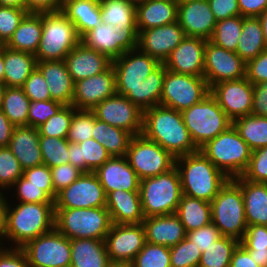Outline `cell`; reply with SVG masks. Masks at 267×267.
Listing matches in <instances>:
<instances>
[{"instance_id": "18", "label": "cell", "mask_w": 267, "mask_h": 267, "mask_svg": "<svg viewBox=\"0 0 267 267\" xmlns=\"http://www.w3.org/2000/svg\"><path fill=\"white\" fill-rule=\"evenodd\" d=\"M104 241L111 263H132L146 243L143 224L112 223Z\"/></svg>"}, {"instance_id": "54", "label": "cell", "mask_w": 267, "mask_h": 267, "mask_svg": "<svg viewBox=\"0 0 267 267\" xmlns=\"http://www.w3.org/2000/svg\"><path fill=\"white\" fill-rule=\"evenodd\" d=\"M242 177L252 182L267 183V146L252 151L249 165Z\"/></svg>"}, {"instance_id": "16", "label": "cell", "mask_w": 267, "mask_h": 267, "mask_svg": "<svg viewBox=\"0 0 267 267\" xmlns=\"http://www.w3.org/2000/svg\"><path fill=\"white\" fill-rule=\"evenodd\" d=\"M209 88L221 81L246 77V62L236 53L206 40L204 76Z\"/></svg>"}, {"instance_id": "55", "label": "cell", "mask_w": 267, "mask_h": 267, "mask_svg": "<svg viewBox=\"0 0 267 267\" xmlns=\"http://www.w3.org/2000/svg\"><path fill=\"white\" fill-rule=\"evenodd\" d=\"M16 188L18 202L24 203H54V200L39 186L29 184L23 176L12 186Z\"/></svg>"}, {"instance_id": "41", "label": "cell", "mask_w": 267, "mask_h": 267, "mask_svg": "<svg viewBox=\"0 0 267 267\" xmlns=\"http://www.w3.org/2000/svg\"><path fill=\"white\" fill-rule=\"evenodd\" d=\"M102 23L117 28H137L136 6L127 0H100Z\"/></svg>"}, {"instance_id": "21", "label": "cell", "mask_w": 267, "mask_h": 267, "mask_svg": "<svg viewBox=\"0 0 267 267\" xmlns=\"http://www.w3.org/2000/svg\"><path fill=\"white\" fill-rule=\"evenodd\" d=\"M186 37L179 22L142 30L138 34V48L152 58L164 63L169 54Z\"/></svg>"}, {"instance_id": "78", "label": "cell", "mask_w": 267, "mask_h": 267, "mask_svg": "<svg viewBox=\"0 0 267 267\" xmlns=\"http://www.w3.org/2000/svg\"><path fill=\"white\" fill-rule=\"evenodd\" d=\"M4 195H5V193L3 194L2 189L0 188V200H2L5 197Z\"/></svg>"}, {"instance_id": "67", "label": "cell", "mask_w": 267, "mask_h": 267, "mask_svg": "<svg viewBox=\"0 0 267 267\" xmlns=\"http://www.w3.org/2000/svg\"><path fill=\"white\" fill-rule=\"evenodd\" d=\"M230 267H259L258 264L251 258L250 253L239 244L234 250Z\"/></svg>"}, {"instance_id": "34", "label": "cell", "mask_w": 267, "mask_h": 267, "mask_svg": "<svg viewBox=\"0 0 267 267\" xmlns=\"http://www.w3.org/2000/svg\"><path fill=\"white\" fill-rule=\"evenodd\" d=\"M69 163L83 173L94 172L111 156L95 139L90 138L80 143L69 142Z\"/></svg>"}, {"instance_id": "22", "label": "cell", "mask_w": 267, "mask_h": 267, "mask_svg": "<svg viewBox=\"0 0 267 267\" xmlns=\"http://www.w3.org/2000/svg\"><path fill=\"white\" fill-rule=\"evenodd\" d=\"M205 45L206 39L186 36L163 64L174 73L203 77Z\"/></svg>"}, {"instance_id": "27", "label": "cell", "mask_w": 267, "mask_h": 267, "mask_svg": "<svg viewBox=\"0 0 267 267\" xmlns=\"http://www.w3.org/2000/svg\"><path fill=\"white\" fill-rule=\"evenodd\" d=\"M106 208L114 224H140L145 216L139 191H111L106 195Z\"/></svg>"}, {"instance_id": "66", "label": "cell", "mask_w": 267, "mask_h": 267, "mask_svg": "<svg viewBox=\"0 0 267 267\" xmlns=\"http://www.w3.org/2000/svg\"><path fill=\"white\" fill-rule=\"evenodd\" d=\"M240 16L259 17L267 9V0H238Z\"/></svg>"}, {"instance_id": "8", "label": "cell", "mask_w": 267, "mask_h": 267, "mask_svg": "<svg viewBox=\"0 0 267 267\" xmlns=\"http://www.w3.org/2000/svg\"><path fill=\"white\" fill-rule=\"evenodd\" d=\"M210 204L212 223L220 234L241 242L248 226L241 187L229 179Z\"/></svg>"}, {"instance_id": "73", "label": "cell", "mask_w": 267, "mask_h": 267, "mask_svg": "<svg viewBox=\"0 0 267 267\" xmlns=\"http://www.w3.org/2000/svg\"><path fill=\"white\" fill-rule=\"evenodd\" d=\"M0 83H4V45L0 47Z\"/></svg>"}, {"instance_id": "12", "label": "cell", "mask_w": 267, "mask_h": 267, "mask_svg": "<svg viewBox=\"0 0 267 267\" xmlns=\"http://www.w3.org/2000/svg\"><path fill=\"white\" fill-rule=\"evenodd\" d=\"M22 250L29 267H70L71 240L55 227L31 241Z\"/></svg>"}, {"instance_id": "5", "label": "cell", "mask_w": 267, "mask_h": 267, "mask_svg": "<svg viewBox=\"0 0 267 267\" xmlns=\"http://www.w3.org/2000/svg\"><path fill=\"white\" fill-rule=\"evenodd\" d=\"M199 150L229 179L242 176L252 154L249 145L233 125Z\"/></svg>"}, {"instance_id": "53", "label": "cell", "mask_w": 267, "mask_h": 267, "mask_svg": "<svg viewBox=\"0 0 267 267\" xmlns=\"http://www.w3.org/2000/svg\"><path fill=\"white\" fill-rule=\"evenodd\" d=\"M28 14L26 9L0 6V45H5Z\"/></svg>"}, {"instance_id": "17", "label": "cell", "mask_w": 267, "mask_h": 267, "mask_svg": "<svg viewBox=\"0 0 267 267\" xmlns=\"http://www.w3.org/2000/svg\"><path fill=\"white\" fill-rule=\"evenodd\" d=\"M161 63L139 48L125 52L112 61L115 71L117 94L124 96L136 88Z\"/></svg>"}, {"instance_id": "74", "label": "cell", "mask_w": 267, "mask_h": 267, "mask_svg": "<svg viewBox=\"0 0 267 267\" xmlns=\"http://www.w3.org/2000/svg\"><path fill=\"white\" fill-rule=\"evenodd\" d=\"M5 91H6V85L4 83H0V109L2 106Z\"/></svg>"}, {"instance_id": "36", "label": "cell", "mask_w": 267, "mask_h": 267, "mask_svg": "<svg viewBox=\"0 0 267 267\" xmlns=\"http://www.w3.org/2000/svg\"><path fill=\"white\" fill-rule=\"evenodd\" d=\"M166 67L161 63L136 88L124 95L142 111L160 104Z\"/></svg>"}, {"instance_id": "39", "label": "cell", "mask_w": 267, "mask_h": 267, "mask_svg": "<svg viewBox=\"0 0 267 267\" xmlns=\"http://www.w3.org/2000/svg\"><path fill=\"white\" fill-rule=\"evenodd\" d=\"M132 137L130 132L102 122L95 116L92 138L99 142L111 157L126 156Z\"/></svg>"}, {"instance_id": "60", "label": "cell", "mask_w": 267, "mask_h": 267, "mask_svg": "<svg viewBox=\"0 0 267 267\" xmlns=\"http://www.w3.org/2000/svg\"><path fill=\"white\" fill-rule=\"evenodd\" d=\"M246 78L253 85L267 81V48L246 63Z\"/></svg>"}, {"instance_id": "64", "label": "cell", "mask_w": 267, "mask_h": 267, "mask_svg": "<svg viewBox=\"0 0 267 267\" xmlns=\"http://www.w3.org/2000/svg\"><path fill=\"white\" fill-rule=\"evenodd\" d=\"M252 115L267 117V81L253 85Z\"/></svg>"}, {"instance_id": "25", "label": "cell", "mask_w": 267, "mask_h": 267, "mask_svg": "<svg viewBox=\"0 0 267 267\" xmlns=\"http://www.w3.org/2000/svg\"><path fill=\"white\" fill-rule=\"evenodd\" d=\"M64 62L74 83L99 74L112 65L107 55L86 47L82 42L67 54Z\"/></svg>"}, {"instance_id": "23", "label": "cell", "mask_w": 267, "mask_h": 267, "mask_svg": "<svg viewBox=\"0 0 267 267\" xmlns=\"http://www.w3.org/2000/svg\"><path fill=\"white\" fill-rule=\"evenodd\" d=\"M177 21L186 36L206 40L211 38L217 22L208 0L178 3Z\"/></svg>"}, {"instance_id": "59", "label": "cell", "mask_w": 267, "mask_h": 267, "mask_svg": "<svg viewBox=\"0 0 267 267\" xmlns=\"http://www.w3.org/2000/svg\"><path fill=\"white\" fill-rule=\"evenodd\" d=\"M221 236L219 229L212 222L197 230L188 231L186 234V237L192 241L202 253Z\"/></svg>"}, {"instance_id": "49", "label": "cell", "mask_w": 267, "mask_h": 267, "mask_svg": "<svg viewBox=\"0 0 267 267\" xmlns=\"http://www.w3.org/2000/svg\"><path fill=\"white\" fill-rule=\"evenodd\" d=\"M94 124L95 114L92 110H75L66 139L78 144L92 138Z\"/></svg>"}, {"instance_id": "28", "label": "cell", "mask_w": 267, "mask_h": 267, "mask_svg": "<svg viewBox=\"0 0 267 267\" xmlns=\"http://www.w3.org/2000/svg\"><path fill=\"white\" fill-rule=\"evenodd\" d=\"M37 68L48 84L51 99L72 105L74 82L64 60L37 61Z\"/></svg>"}, {"instance_id": "40", "label": "cell", "mask_w": 267, "mask_h": 267, "mask_svg": "<svg viewBox=\"0 0 267 267\" xmlns=\"http://www.w3.org/2000/svg\"><path fill=\"white\" fill-rule=\"evenodd\" d=\"M267 48L258 17H243L242 33L236 53L247 63Z\"/></svg>"}, {"instance_id": "62", "label": "cell", "mask_w": 267, "mask_h": 267, "mask_svg": "<svg viewBox=\"0 0 267 267\" xmlns=\"http://www.w3.org/2000/svg\"><path fill=\"white\" fill-rule=\"evenodd\" d=\"M216 21L240 15L238 0H208Z\"/></svg>"}, {"instance_id": "37", "label": "cell", "mask_w": 267, "mask_h": 267, "mask_svg": "<svg viewBox=\"0 0 267 267\" xmlns=\"http://www.w3.org/2000/svg\"><path fill=\"white\" fill-rule=\"evenodd\" d=\"M42 35V13H28L4 45L9 49L36 54Z\"/></svg>"}, {"instance_id": "15", "label": "cell", "mask_w": 267, "mask_h": 267, "mask_svg": "<svg viewBox=\"0 0 267 267\" xmlns=\"http://www.w3.org/2000/svg\"><path fill=\"white\" fill-rule=\"evenodd\" d=\"M106 207V194L94 172L82 173L57 193L54 208Z\"/></svg>"}, {"instance_id": "52", "label": "cell", "mask_w": 267, "mask_h": 267, "mask_svg": "<svg viewBox=\"0 0 267 267\" xmlns=\"http://www.w3.org/2000/svg\"><path fill=\"white\" fill-rule=\"evenodd\" d=\"M63 106V103L56 100H30L27 126L38 128L45 123L48 118L54 116Z\"/></svg>"}, {"instance_id": "71", "label": "cell", "mask_w": 267, "mask_h": 267, "mask_svg": "<svg viewBox=\"0 0 267 267\" xmlns=\"http://www.w3.org/2000/svg\"><path fill=\"white\" fill-rule=\"evenodd\" d=\"M0 6L25 9V0H0Z\"/></svg>"}, {"instance_id": "65", "label": "cell", "mask_w": 267, "mask_h": 267, "mask_svg": "<svg viewBox=\"0 0 267 267\" xmlns=\"http://www.w3.org/2000/svg\"><path fill=\"white\" fill-rule=\"evenodd\" d=\"M62 0H25L28 13H50L61 10Z\"/></svg>"}, {"instance_id": "11", "label": "cell", "mask_w": 267, "mask_h": 267, "mask_svg": "<svg viewBox=\"0 0 267 267\" xmlns=\"http://www.w3.org/2000/svg\"><path fill=\"white\" fill-rule=\"evenodd\" d=\"M126 158L140 180L170 171L176 160L170 152L142 134L131 138Z\"/></svg>"}, {"instance_id": "44", "label": "cell", "mask_w": 267, "mask_h": 267, "mask_svg": "<svg viewBox=\"0 0 267 267\" xmlns=\"http://www.w3.org/2000/svg\"><path fill=\"white\" fill-rule=\"evenodd\" d=\"M240 242L221 236L202 253L198 267H230L234 250Z\"/></svg>"}, {"instance_id": "4", "label": "cell", "mask_w": 267, "mask_h": 267, "mask_svg": "<svg viewBox=\"0 0 267 267\" xmlns=\"http://www.w3.org/2000/svg\"><path fill=\"white\" fill-rule=\"evenodd\" d=\"M54 209V227L70 240H105L110 231L112 221L106 207Z\"/></svg>"}, {"instance_id": "13", "label": "cell", "mask_w": 267, "mask_h": 267, "mask_svg": "<svg viewBox=\"0 0 267 267\" xmlns=\"http://www.w3.org/2000/svg\"><path fill=\"white\" fill-rule=\"evenodd\" d=\"M81 42L91 49L107 55L112 61L125 52L138 48L137 28H117L100 23L88 31Z\"/></svg>"}, {"instance_id": "1", "label": "cell", "mask_w": 267, "mask_h": 267, "mask_svg": "<svg viewBox=\"0 0 267 267\" xmlns=\"http://www.w3.org/2000/svg\"><path fill=\"white\" fill-rule=\"evenodd\" d=\"M142 135L158 143L175 158L199 151L186 128L181 112L156 105L143 111Z\"/></svg>"}, {"instance_id": "58", "label": "cell", "mask_w": 267, "mask_h": 267, "mask_svg": "<svg viewBox=\"0 0 267 267\" xmlns=\"http://www.w3.org/2000/svg\"><path fill=\"white\" fill-rule=\"evenodd\" d=\"M52 184L54 191L57 194L62 189L68 187L72 182L76 181L83 173L75 166L68 164H61L57 167L50 168Z\"/></svg>"}, {"instance_id": "63", "label": "cell", "mask_w": 267, "mask_h": 267, "mask_svg": "<svg viewBox=\"0 0 267 267\" xmlns=\"http://www.w3.org/2000/svg\"><path fill=\"white\" fill-rule=\"evenodd\" d=\"M0 267H29L22 248H0Z\"/></svg>"}, {"instance_id": "45", "label": "cell", "mask_w": 267, "mask_h": 267, "mask_svg": "<svg viewBox=\"0 0 267 267\" xmlns=\"http://www.w3.org/2000/svg\"><path fill=\"white\" fill-rule=\"evenodd\" d=\"M242 27L243 17L240 15L217 21L209 41L228 51L236 52Z\"/></svg>"}, {"instance_id": "42", "label": "cell", "mask_w": 267, "mask_h": 267, "mask_svg": "<svg viewBox=\"0 0 267 267\" xmlns=\"http://www.w3.org/2000/svg\"><path fill=\"white\" fill-rule=\"evenodd\" d=\"M232 125L252 151L267 146V117L250 114L233 120Z\"/></svg>"}, {"instance_id": "76", "label": "cell", "mask_w": 267, "mask_h": 267, "mask_svg": "<svg viewBox=\"0 0 267 267\" xmlns=\"http://www.w3.org/2000/svg\"><path fill=\"white\" fill-rule=\"evenodd\" d=\"M129 3H132L133 5L137 6L139 4L144 3L146 0H127Z\"/></svg>"}, {"instance_id": "57", "label": "cell", "mask_w": 267, "mask_h": 267, "mask_svg": "<svg viewBox=\"0 0 267 267\" xmlns=\"http://www.w3.org/2000/svg\"><path fill=\"white\" fill-rule=\"evenodd\" d=\"M22 176L29 181V184L41 187L53 200L56 199L57 194L52 184L51 171L47 165L41 164L24 169Z\"/></svg>"}, {"instance_id": "70", "label": "cell", "mask_w": 267, "mask_h": 267, "mask_svg": "<svg viewBox=\"0 0 267 267\" xmlns=\"http://www.w3.org/2000/svg\"><path fill=\"white\" fill-rule=\"evenodd\" d=\"M259 267L267 266V249H246Z\"/></svg>"}, {"instance_id": "35", "label": "cell", "mask_w": 267, "mask_h": 267, "mask_svg": "<svg viewBox=\"0 0 267 267\" xmlns=\"http://www.w3.org/2000/svg\"><path fill=\"white\" fill-rule=\"evenodd\" d=\"M36 67L35 55L4 46V84L6 87H22Z\"/></svg>"}, {"instance_id": "29", "label": "cell", "mask_w": 267, "mask_h": 267, "mask_svg": "<svg viewBox=\"0 0 267 267\" xmlns=\"http://www.w3.org/2000/svg\"><path fill=\"white\" fill-rule=\"evenodd\" d=\"M39 130L31 126H15L8 148L23 169L43 164L39 146Z\"/></svg>"}, {"instance_id": "68", "label": "cell", "mask_w": 267, "mask_h": 267, "mask_svg": "<svg viewBox=\"0 0 267 267\" xmlns=\"http://www.w3.org/2000/svg\"><path fill=\"white\" fill-rule=\"evenodd\" d=\"M15 126L0 109V147H7Z\"/></svg>"}, {"instance_id": "33", "label": "cell", "mask_w": 267, "mask_h": 267, "mask_svg": "<svg viewBox=\"0 0 267 267\" xmlns=\"http://www.w3.org/2000/svg\"><path fill=\"white\" fill-rule=\"evenodd\" d=\"M61 11L75 25L80 38L102 23L99 2L62 0Z\"/></svg>"}, {"instance_id": "3", "label": "cell", "mask_w": 267, "mask_h": 267, "mask_svg": "<svg viewBox=\"0 0 267 267\" xmlns=\"http://www.w3.org/2000/svg\"><path fill=\"white\" fill-rule=\"evenodd\" d=\"M7 201L6 241L13 248H22L32 239L54 228V203H24L10 205Z\"/></svg>"}, {"instance_id": "30", "label": "cell", "mask_w": 267, "mask_h": 267, "mask_svg": "<svg viewBox=\"0 0 267 267\" xmlns=\"http://www.w3.org/2000/svg\"><path fill=\"white\" fill-rule=\"evenodd\" d=\"M241 187L247 225L267 226V183L233 178Z\"/></svg>"}, {"instance_id": "31", "label": "cell", "mask_w": 267, "mask_h": 267, "mask_svg": "<svg viewBox=\"0 0 267 267\" xmlns=\"http://www.w3.org/2000/svg\"><path fill=\"white\" fill-rule=\"evenodd\" d=\"M176 0H146L136 6L138 34L142 30L164 26L177 21Z\"/></svg>"}, {"instance_id": "56", "label": "cell", "mask_w": 267, "mask_h": 267, "mask_svg": "<svg viewBox=\"0 0 267 267\" xmlns=\"http://www.w3.org/2000/svg\"><path fill=\"white\" fill-rule=\"evenodd\" d=\"M26 96L32 101L52 100L48 84L36 67L22 86Z\"/></svg>"}, {"instance_id": "48", "label": "cell", "mask_w": 267, "mask_h": 267, "mask_svg": "<svg viewBox=\"0 0 267 267\" xmlns=\"http://www.w3.org/2000/svg\"><path fill=\"white\" fill-rule=\"evenodd\" d=\"M133 267H171L170 247L146 242L132 261Z\"/></svg>"}, {"instance_id": "14", "label": "cell", "mask_w": 267, "mask_h": 267, "mask_svg": "<svg viewBox=\"0 0 267 267\" xmlns=\"http://www.w3.org/2000/svg\"><path fill=\"white\" fill-rule=\"evenodd\" d=\"M92 111L102 122L126 130L133 136L142 134L143 111L125 96L116 94L106 98Z\"/></svg>"}, {"instance_id": "20", "label": "cell", "mask_w": 267, "mask_h": 267, "mask_svg": "<svg viewBox=\"0 0 267 267\" xmlns=\"http://www.w3.org/2000/svg\"><path fill=\"white\" fill-rule=\"evenodd\" d=\"M117 94L115 71L107 70L74 83L72 106L76 110H92L97 104Z\"/></svg>"}, {"instance_id": "19", "label": "cell", "mask_w": 267, "mask_h": 267, "mask_svg": "<svg viewBox=\"0 0 267 267\" xmlns=\"http://www.w3.org/2000/svg\"><path fill=\"white\" fill-rule=\"evenodd\" d=\"M210 94L232 121L251 114L253 84L246 77L216 83L210 88Z\"/></svg>"}, {"instance_id": "50", "label": "cell", "mask_w": 267, "mask_h": 267, "mask_svg": "<svg viewBox=\"0 0 267 267\" xmlns=\"http://www.w3.org/2000/svg\"><path fill=\"white\" fill-rule=\"evenodd\" d=\"M23 172L24 169L8 146L0 147V188L11 189Z\"/></svg>"}, {"instance_id": "10", "label": "cell", "mask_w": 267, "mask_h": 267, "mask_svg": "<svg viewBox=\"0 0 267 267\" xmlns=\"http://www.w3.org/2000/svg\"><path fill=\"white\" fill-rule=\"evenodd\" d=\"M210 88L202 76L174 73L166 69L160 104L182 112L201 102Z\"/></svg>"}, {"instance_id": "61", "label": "cell", "mask_w": 267, "mask_h": 267, "mask_svg": "<svg viewBox=\"0 0 267 267\" xmlns=\"http://www.w3.org/2000/svg\"><path fill=\"white\" fill-rule=\"evenodd\" d=\"M240 244L245 249H267V226L248 225Z\"/></svg>"}, {"instance_id": "7", "label": "cell", "mask_w": 267, "mask_h": 267, "mask_svg": "<svg viewBox=\"0 0 267 267\" xmlns=\"http://www.w3.org/2000/svg\"><path fill=\"white\" fill-rule=\"evenodd\" d=\"M80 42L75 25L61 10L42 13V35L35 54L37 61L64 60Z\"/></svg>"}, {"instance_id": "2", "label": "cell", "mask_w": 267, "mask_h": 267, "mask_svg": "<svg viewBox=\"0 0 267 267\" xmlns=\"http://www.w3.org/2000/svg\"><path fill=\"white\" fill-rule=\"evenodd\" d=\"M182 194L211 202L229 178L200 150L175 160Z\"/></svg>"}, {"instance_id": "24", "label": "cell", "mask_w": 267, "mask_h": 267, "mask_svg": "<svg viewBox=\"0 0 267 267\" xmlns=\"http://www.w3.org/2000/svg\"><path fill=\"white\" fill-rule=\"evenodd\" d=\"M94 173L106 195L111 191L122 189L128 192L139 191L140 178L130 166L126 156L110 157Z\"/></svg>"}, {"instance_id": "75", "label": "cell", "mask_w": 267, "mask_h": 267, "mask_svg": "<svg viewBox=\"0 0 267 267\" xmlns=\"http://www.w3.org/2000/svg\"><path fill=\"white\" fill-rule=\"evenodd\" d=\"M109 267H133L132 263H111Z\"/></svg>"}, {"instance_id": "38", "label": "cell", "mask_w": 267, "mask_h": 267, "mask_svg": "<svg viewBox=\"0 0 267 267\" xmlns=\"http://www.w3.org/2000/svg\"><path fill=\"white\" fill-rule=\"evenodd\" d=\"M175 214L186 232L197 230L212 222L210 202L182 194Z\"/></svg>"}, {"instance_id": "72", "label": "cell", "mask_w": 267, "mask_h": 267, "mask_svg": "<svg viewBox=\"0 0 267 267\" xmlns=\"http://www.w3.org/2000/svg\"><path fill=\"white\" fill-rule=\"evenodd\" d=\"M258 18L260 19L262 24L263 37L267 46V9L264 10Z\"/></svg>"}, {"instance_id": "6", "label": "cell", "mask_w": 267, "mask_h": 267, "mask_svg": "<svg viewBox=\"0 0 267 267\" xmlns=\"http://www.w3.org/2000/svg\"><path fill=\"white\" fill-rule=\"evenodd\" d=\"M139 194L145 218L175 213L182 196L177 168L140 180Z\"/></svg>"}, {"instance_id": "26", "label": "cell", "mask_w": 267, "mask_h": 267, "mask_svg": "<svg viewBox=\"0 0 267 267\" xmlns=\"http://www.w3.org/2000/svg\"><path fill=\"white\" fill-rule=\"evenodd\" d=\"M142 224L145 230L146 242L155 245L175 246L187 234L175 213L146 217Z\"/></svg>"}, {"instance_id": "46", "label": "cell", "mask_w": 267, "mask_h": 267, "mask_svg": "<svg viewBox=\"0 0 267 267\" xmlns=\"http://www.w3.org/2000/svg\"><path fill=\"white\" fill-rule=\"evenodd\" d=\"M39 146L43 164L49 168L69 163V141L66 138L40 136Z\"/></svg>"}, {"instance_id": "43", "label": "cell", "mask_w": 267, "mask_h": 267, "mask_svg": "<svg viewBox=\"0 0 267 267\" xmlns=\"http://www.w3.org/2000/svg\"><path fill=\"white\" fill-rule=\"evenodd\" d=\"M29 102L22 87H6L1 110L14 126H27Z\"/></svg>"}, {"instance_id": "9", "label": "cell", "mask_w": 267, "mask_h": 267, "mask_svg": "<svg viewBox=\"0 0 267 267\" xmlns=\"http://www.w3.org/2000/svg\"><path fill=\"white\" fill-rule=\"evenodd\" d=\"M184 124L198 149L232 126V120L208 94L201 102L181 112Z\"/></svg>"}, {"instance_id": "32", "label": "cell", "mask_w": 267, "mask_h": 267, "mask_svg": "<svg viewBox=\"0 0 267 267\" xmlns=\"http://www.w3.org/2000/svg\"><path fill=\"white\" fill-rule=\"evenodd\" d=\"M110 264L104 240L91 238L71 240L70 267H109Z\"/></svg>"}, {"instance_id": "77", "label": "cell", "mask_w": 267, "mask_h": 267, "mask_svg": "<svg viewBox=\"0 0 267 267\" xmlns=\"http://www.w3.org/2000/svg\"><path fill=\"white\" fill-rule=\"evenodd\" d=\"M178 3H187L192 1H199V0H176Z\"/></svg>"}, {"instance_id": "51", "label": "cell", "mask_w": 267, "mask_h": 267, "mask_svg": "<svg viewBox=\"0 0 267 267\" xmlns=\"http://www.w3.org/2000/svg\"><path fill=\"white\" fill-rule=\"evenodd\" d=\"M202 252L185 237L177 245L170 247L171 267H198Z\"/></svg>"}, {"instance_id": "69", "label": "cell", "mask_w": 267, "mask_h": 267, "mask_svg": "<svg viewBox=\"0 0 267 267\" xmlns=\"http://www.w3.org/2000/svg\"><path fill=\"white\" fill-rule=\"evenodd\" d=\"M7 200L5 197L0 200V245L5 246L4 242L6 238V211H7Z\"/></svg>"}, {"instance_id": "47", "label": "cell", "mask_w": 267, "mask_h": 267, "mask_svg": "<svg viewBox=\"0 0 267 267\" xmlns=\"http://www.w3.org/2000/svg\"><path fill=\"white\" fill-rule=\"evenodd\" d=\"M76 108L64 105L54 116L38 127L40 136L67 138L70 122Z\"/></svg>"}]
</instances>
